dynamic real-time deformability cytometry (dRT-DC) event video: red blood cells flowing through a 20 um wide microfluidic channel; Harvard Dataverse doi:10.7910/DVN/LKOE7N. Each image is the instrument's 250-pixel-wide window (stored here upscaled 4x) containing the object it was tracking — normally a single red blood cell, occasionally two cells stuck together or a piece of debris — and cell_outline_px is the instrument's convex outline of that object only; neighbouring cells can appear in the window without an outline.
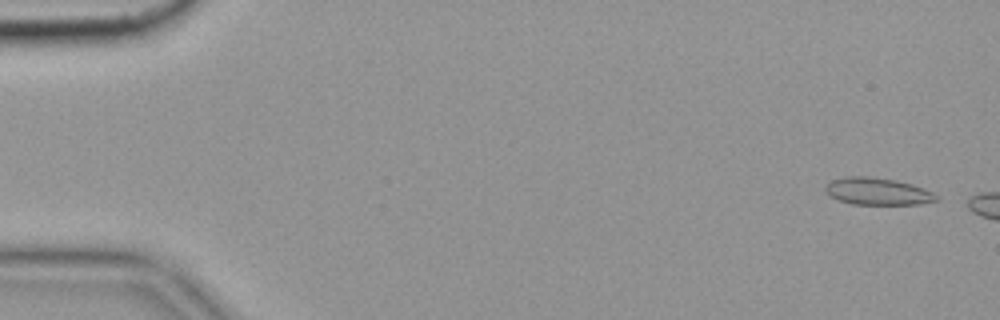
{"species": "common noctule bat (a hibernating species)", "species_latin": "Nyctalus noctula", "temperature_condition": "cold", "stored_images_in_passage": 8, "camera_frame_rate_fps": 3000, "um_per_image_px": 0.085, "animal": {"sex": "female", "body_mass_g": 19.9}, "frame": {"image": 1, "passage_image": 3, "time_ms": 0.667, "image_size_px": [1000, 320], "cell_outline_px": [[940, 200], [920, 204], [852, 204], [840, 200], [824, 192], [824, 188], [832, 180], [844, 176], [868, 176], [896, 180], [912, 184], [924, 188], [932, 192]], "centroid_in_image_um": [74.6, 16.26], "position_along_channel_um": 10.4, "area_um2": 17.51}}